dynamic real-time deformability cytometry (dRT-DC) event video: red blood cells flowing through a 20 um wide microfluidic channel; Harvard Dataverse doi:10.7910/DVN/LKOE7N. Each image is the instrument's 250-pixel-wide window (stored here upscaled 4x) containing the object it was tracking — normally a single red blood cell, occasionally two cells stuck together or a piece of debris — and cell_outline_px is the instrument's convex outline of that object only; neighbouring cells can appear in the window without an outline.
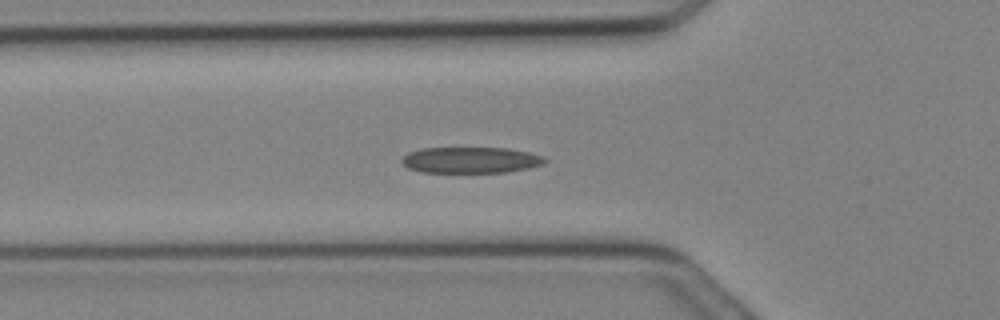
{"species": "Egyptian fruit bat (a non-hibernating species)", "species_latin": "Rousettus aegyptiacus", "temperature_condition": "cold", "stored_images_in_passage": 26, "camera_frame_rate_fps": 3000, "um_per_image_px": 0.085, "animal": {"sex": "female"}, "frame": {"image": 1, "passage_image": 5, "time_ms": 1.333, "image_size_px": [1000, 320], "cell_outline_px": [[548, 160], [544, 164], [528, 168], [508, 172], [420, 172], [408, 168], [400, 160], [408, 152], [420, 148], [508, 148], [528, 152], [544, 156]], "centroid_in_image_um": [40.02, 13.6], "position_along_channel_um": 85.8, "area_um2": 21.85}}
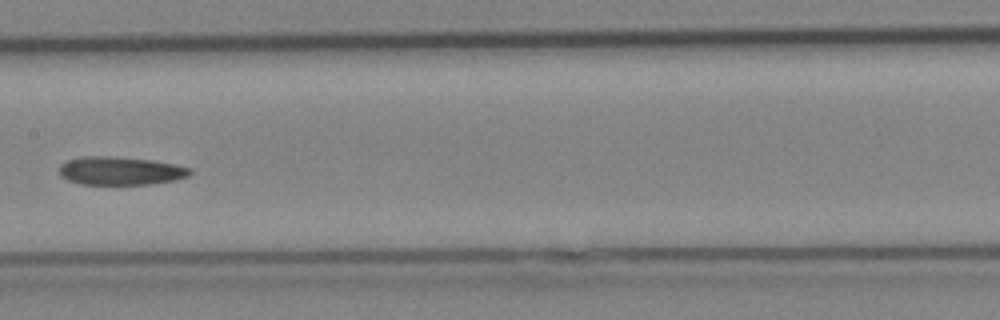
{"frame": {"image": 2, "passage_image": 10, "time_ms": 3.0, "image_size_px": [1000, 320], "cell_outline_px": [[192, 172], [188, 176], [176, 180], [148, 184], [80, 184], [68, 180], [60, 176], [60, 164], [68, 160], [84, 156], [112, 156], [152, 160], [176, 164], [192, 168]], "centroid_in_image_um": [10.26, 14.51], "position_along_channel_um": 197.1, "area_um2": 21.62}}
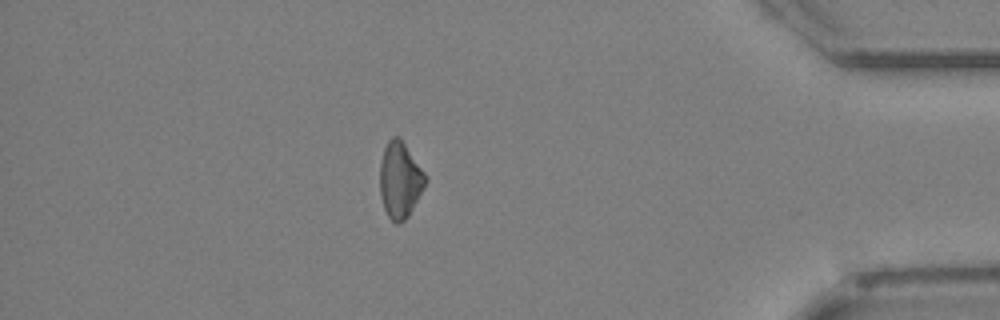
{"frame": {"image": 3, "passage_image": 26, "time_ms": 8.333, "image_size_px": [1000, 320], "cell_outline_px": [[428, 180], [424, 188], [408, 216], [400, 224], [396, 224], [388, 216], [384, 208], [380, 196], [380, 164], [384, 148], [388, 140], [392, 136], [400, 136], [428, 176]], "centroid_in_image_um": [34.01, 15.28], "position_along_channel_um": 401.2, "area_um2": 20.46}}